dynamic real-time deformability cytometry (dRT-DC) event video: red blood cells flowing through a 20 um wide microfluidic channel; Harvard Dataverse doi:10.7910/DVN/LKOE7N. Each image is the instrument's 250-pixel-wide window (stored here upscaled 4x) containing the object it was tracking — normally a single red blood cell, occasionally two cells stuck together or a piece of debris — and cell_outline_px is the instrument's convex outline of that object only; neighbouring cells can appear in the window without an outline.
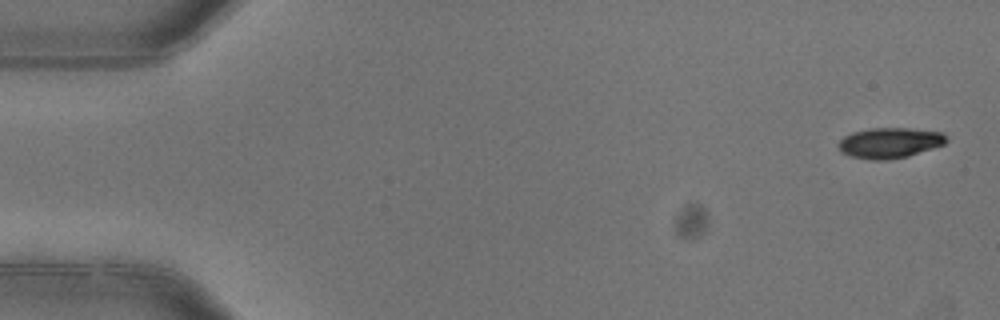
{"species": "common noctule bat (a hibernating species)", "species_latin": "Nyctalus noctula", "temperature_condition": "warm", "stored_images_in_passage": 4, "camera_frame_rate_fps": 3000, "um_per_image_px": 0.085, "animal": {"sex": "female"}, "frame": {"image": 1, "passage_image": 1, "time_ms": 0.0, "image_size_px": [1000, 320], "cell_outline_px": [[948, 140], [944, 144], [908, 156], [888, 160], [872, 160], [852, 156], [840, 152], [836, 144], [844, 136], [852, 132], [872, 128], [912, 128], [940, 132], [948, 136]], "centroid_in_image_um": [75.61, 12.14], "position_along_channel_um": 9.4, "area_um2": 19.25}}
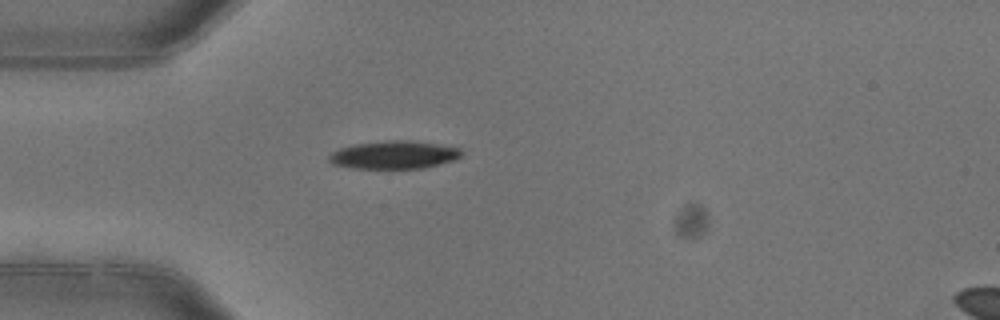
{"frame": {"image": 2, "passage_image": 4, "time_ms": 1.0, "image_size_px": [1000, 320], "cell_outline_px": [[464, 152], [456, 160], [424, 168], [352, 168], [332, 164], [328, 160], [328, 156], [332, 152], [340, 148], [356, 144], [388, 140], [408, 140], [436, 144], [460, 148]], "centroid_in_image_um": [33.5, 13.16], "position_along_channel_um": 51.5, "area_um2": 21.56}}